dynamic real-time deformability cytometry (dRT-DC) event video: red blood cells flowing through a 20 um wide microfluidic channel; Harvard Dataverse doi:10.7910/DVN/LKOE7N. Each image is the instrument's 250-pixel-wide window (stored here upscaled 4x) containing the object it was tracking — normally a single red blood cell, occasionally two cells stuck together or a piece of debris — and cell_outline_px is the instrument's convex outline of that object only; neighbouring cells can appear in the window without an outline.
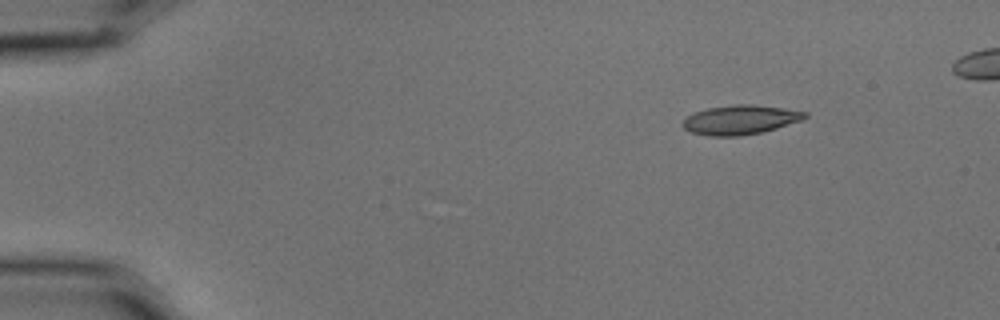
{"species": "common noctule bat (a hibernating species)", "species_latin": "Nyctalus noctula", "temperature_condition": "cold", "stored_images_in_passage": 6, "camera_frame_rate_fps": 3000, "um_per_image_px": 0.085, "animal": {"sex": "male", "body_mass_g": 15.6}, "frame": {"image": 1, "passage_image": 1, "time_ms": 0.0, "image_size_px": [1000, 320], "cell_outline_px": [[808, 116], [804, 120], [776, 128], [760, 132], [740, 136], [708, 136], [692, 132], [684, 128], [684, 120], [692, 112], [708, 108], [736, 104], [752, 104], [784, 108], [808, 112]], "centroid_in_image_um": [62.96, 10.17], "position_along_channel_um": 22.0, "area_um2": 20.87}}
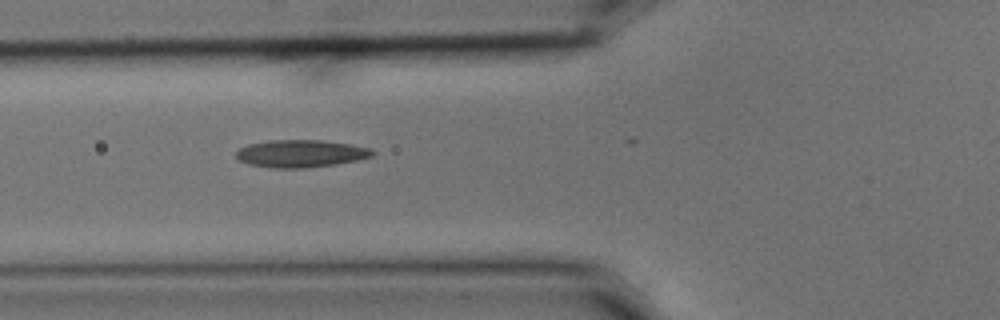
{"frame": {"image": 2, "passage_image": 5, "time_ms": 1.333, "image_size_px": [1000, 320], "cell_outline_px": [[376, 152], [372, 156], [356, 160], [336, 164], [304, 168], [272, 168], [248, 164], [240, 160], [236, 156], [236, 152], [240, 148], [248, 144], [268, 140], [320, 140], [348, 144], [372, 148]], "centroid_in_image_um": [25.56, 13.05], "position_along_channel_um": 100.2, "area_um2": 21.79}}